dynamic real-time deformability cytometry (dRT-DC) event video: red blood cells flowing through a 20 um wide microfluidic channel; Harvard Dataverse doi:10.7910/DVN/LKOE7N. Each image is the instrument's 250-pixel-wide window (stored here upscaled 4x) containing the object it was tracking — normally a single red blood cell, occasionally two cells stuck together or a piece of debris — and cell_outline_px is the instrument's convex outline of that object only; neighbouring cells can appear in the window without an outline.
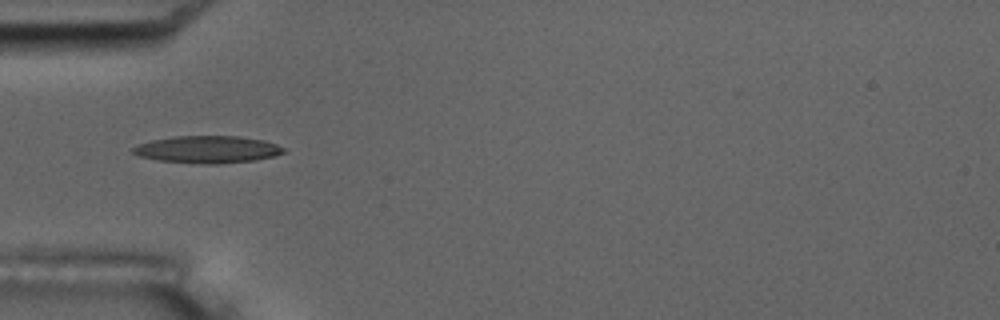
{"species": "common noctule bat (a hibernating species)", "species_latin": "Nyctalus noctula", "temperature_condition": "room temperature", "stored_images_in_passage": 17, "camera_frame_rate_fps": 3000, "um_per_image_px": 0.085, "animal": {"sex": "male", "body_mass_g": 17.5, "forearm_length_mm": 52.3}, "frame": {"image": 1, "passage_image": 6, "time_ms": 5.667, "image_size_px": [1000, 320], "cell_outline_px": [[288, 152], [256, 160], [216, 164], [204, 164], [156, 160], [136, 156], [132, 152], [132, 148], [140, 144], [152, 140], [176, 136], [240, 136], [264, 140], [276, 144], [284, 148]], "centroid_in_image_um": [17.64, 12.7], "position_along_channel_um": 67.4, "area_um2": 23.99}, "authors_computed_cell_mechanics": {"area_um2": 22.0218, "velocity_mm_per_s": 3.564, "shape_relaxation_time_tau1_ms": null, "shape_relaxation_time_tau2_ms": 3.7343, "deformation_change_tau1": null, "deformation_change_tau2": 0.1156}}